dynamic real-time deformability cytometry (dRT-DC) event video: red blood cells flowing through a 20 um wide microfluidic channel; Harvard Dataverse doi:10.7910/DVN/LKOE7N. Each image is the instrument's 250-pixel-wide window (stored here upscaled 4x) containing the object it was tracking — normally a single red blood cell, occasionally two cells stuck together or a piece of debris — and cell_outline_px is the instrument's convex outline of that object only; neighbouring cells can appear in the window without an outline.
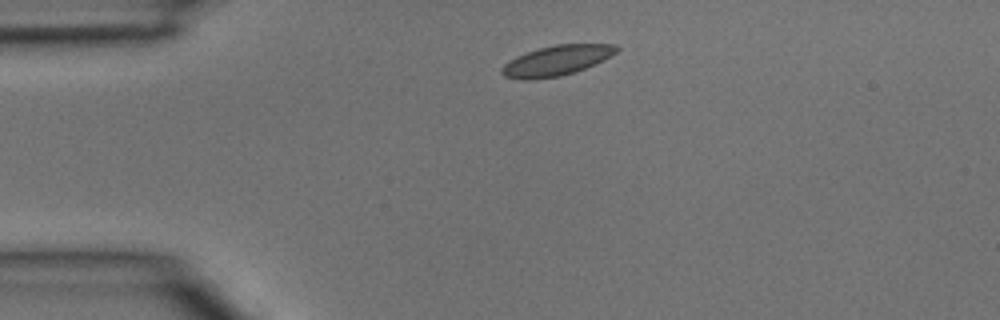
{"species": "common noctule bat (a hibernating species)", "species_latin": "Nyctalus noctula", "temperature_condition": "room temperature", "stored_images_in_passage": 3, "camera_frame_rate_fps": 3000, "um_per_image_px": 0.085, "animal": {"sex": "male", "body_mass_g": 15.6}, "frame": {"image": 1, "passage_image": 1, "time_ms": 0.0, "image_size_px": [1000, 320], "cell_outline_px": [[620, 48], [616, 52], [584, 68], [560, 76], [528, 80], [520, 80], [504, 76], [500, 72], [500, 68], [504, 64], [516, 56], [524, 52], [556, 44], [616, 44]], "centroid_in_image_um": [47.23, 5.14], "position_along_channel_um": 37.8, "area_um2": 19.88}}
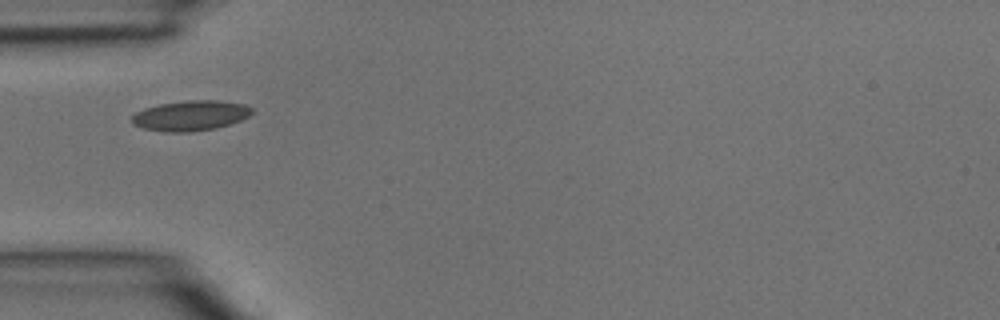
{"frame": {"image": 2, "passage_image": 2, "time_ms": 0.333, "image_size_px": [1000, 320], "cell_outline_px": [[252, 112], [248, 116], [240, 120], [216, 128], [192, 132], [164, 132], [144, 128], [132, 124], [132, 116], [136, 112], [144, 108], [160, 104], [188, 100], [220, 100], [244, 104], [252, 108]], "centroid_in_image_um": [16.18, 9.82], "position_along_channel_um": 68.8, "area_um2": 21.1}}